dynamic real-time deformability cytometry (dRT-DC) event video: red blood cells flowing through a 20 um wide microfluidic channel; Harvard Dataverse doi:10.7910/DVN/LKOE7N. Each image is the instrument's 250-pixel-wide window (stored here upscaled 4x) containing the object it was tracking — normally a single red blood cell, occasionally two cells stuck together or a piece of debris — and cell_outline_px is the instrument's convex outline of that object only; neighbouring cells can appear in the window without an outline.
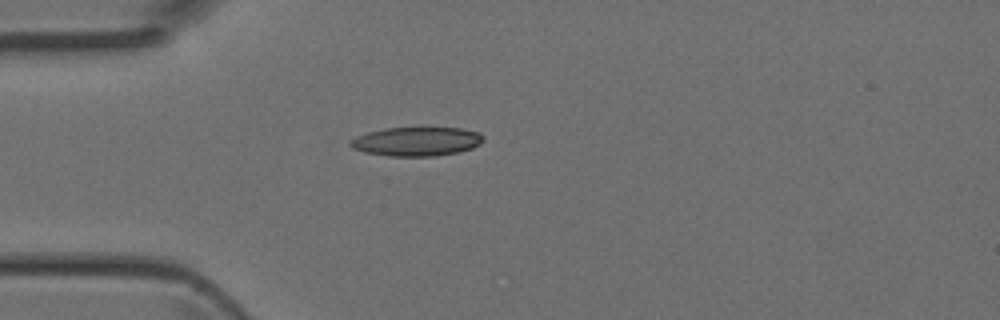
{"species": "Egyptian fruit bat (a non-hibernating species)", "species_latin": "Rousettus aegyptiacus", "temperature_condition": "room temperature", "stored_images_in_passage": 2, "camera_frame_rate_fps": 3000, "um_per_image_px": 0.085, "animal": {"sex": "female"}, "frame": {"image": 1, "passage_image": 2, "time_ms": 0.333, "image_size_px": [1000, 320], "cell_outline_px": [[484, 140], [480, 144], [472, 148], [456, 152], [432, 156], [388, 156], [364, 152], [352, 148], [348, 144], [348, 140], [356, 136], [368, 132], [384, 128], [460, 128], [480, 132], [484, 136]], "centroid_in_image_um": [35.38, 12.02], "position_along_channel_um": 49.6, "area_um2": 22.54}}